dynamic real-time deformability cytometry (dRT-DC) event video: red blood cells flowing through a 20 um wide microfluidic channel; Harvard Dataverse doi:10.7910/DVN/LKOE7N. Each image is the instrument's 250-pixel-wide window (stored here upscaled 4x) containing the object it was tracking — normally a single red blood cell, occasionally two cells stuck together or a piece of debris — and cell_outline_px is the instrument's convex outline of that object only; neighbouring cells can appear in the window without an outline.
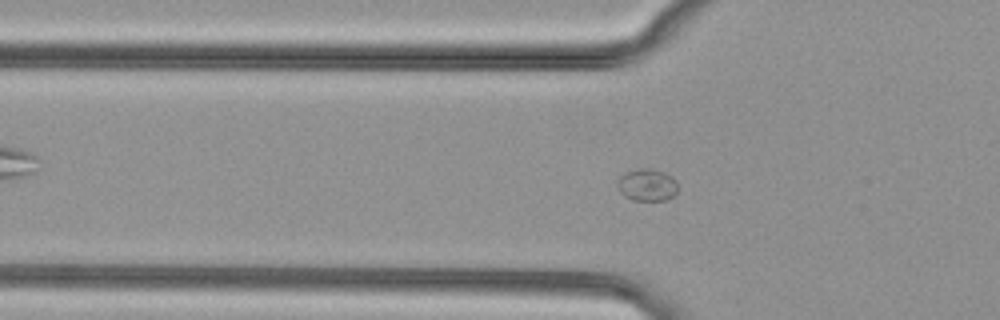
{"species": "common noctule bat (a hibernating species)", "species_latin": "Nyctalus noctula", "temperature_condition": "cold", "stored_images_in_passage": 53, "camera_frame_rate_fps": 3000, "um_per_image_px": 0.085, "animal": {"sex": "female", "body_mass_g": 29.2, "forearm_length_mm": 56.3}, "frame": {"image": 1, "passage_image": 18, "time_ms": 5.667, "image_size_px": [1000, 320], "cell_outline_px": [[676, 192], [668, 200], [632, 200], [624, 196], [616, 188], [616, 180], [624, 172], [640, 168], [652, 168], [664, 172], [672, 176], [676, 180]], "centroid_in_image_um": [54.95, 15.7], "position_along_channel_um": 70.8, "area_um2": 11.56}}
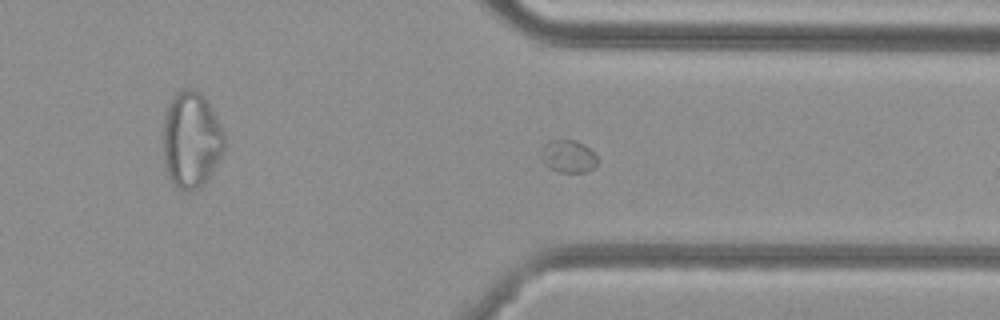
{"frame": {"image": 2, "passage_image": 40, "time_ms": 13.0, "image_size_px": [1000, 320], "cell_outline_px": [[600, 160], [592, 168], [584, 172], [556, 172], [544, 164], [540, 156], [540, 152], [544, 144], [548, 140], [576, 140], [584, 144], [596, 152]], "centroid_in_image_um": [48.31, 13.27], "position_along_channel_um": 363.1, "area_um2": 11.04}}
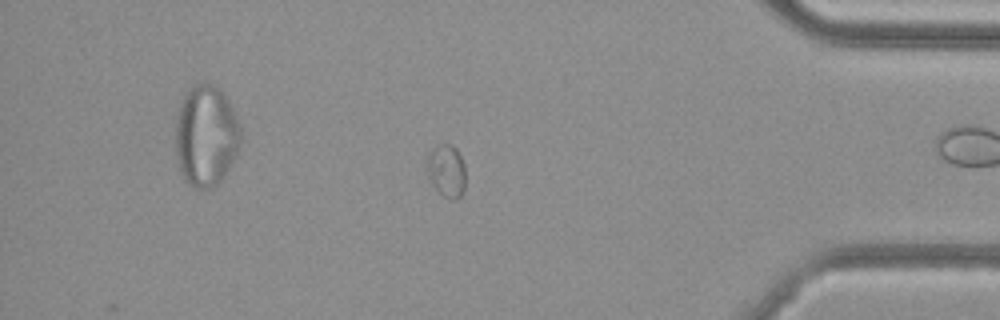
{"frame": {"image": 3, "passage_image": 45, "time_ms": 14.667, "image_size_px": [1000, 320], "cell_outline_px": [[464, 192], [456, 200], [452, 200], [444, 196], [432, 184], [428, 176], [428, 156], [440, 144], [452, 144], [456, 148], [464, 164]], "centroid_in_image_um": [37.98, 14.55], "position_along_channel_um": 397.2, "area_um2": 11.5}}